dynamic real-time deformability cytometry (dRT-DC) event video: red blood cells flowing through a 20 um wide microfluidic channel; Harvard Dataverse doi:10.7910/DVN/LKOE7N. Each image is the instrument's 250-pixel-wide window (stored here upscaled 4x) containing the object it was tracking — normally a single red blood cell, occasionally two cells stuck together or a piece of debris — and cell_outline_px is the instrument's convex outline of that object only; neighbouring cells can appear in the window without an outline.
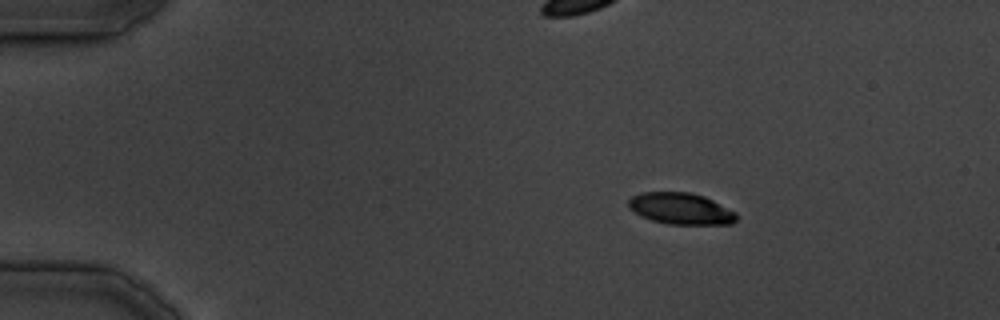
{"species": "common noctule bat (a hibernating species)", "species_latin": "Nyctalus noctula", "temperature_condition": "cold", "stored_images_in_passage": 40, "camera_frame_rate_fps": 3000, "um_per_image_px": 0.085, "animal": {"sex": "male", "body_mass_g": 19.5, "forearm_length_mm": 54.6}, "frame": {"image": 1, "passage_image": 7, "time_ms": 7.0, "image_size_px": [1000, 320], "cell_outline_px": [[736, 220], [732, 224], [668, 224], [652, 220], [640, 216], [628, 208], [628, 200], [632, 196], [640, 192], [692, 192], [704, 196], [736, 212]], "centroid_in_image_um": [57.84, 17.73], "position_along_channel_um": 27.2, "area_um2": 19.88}}